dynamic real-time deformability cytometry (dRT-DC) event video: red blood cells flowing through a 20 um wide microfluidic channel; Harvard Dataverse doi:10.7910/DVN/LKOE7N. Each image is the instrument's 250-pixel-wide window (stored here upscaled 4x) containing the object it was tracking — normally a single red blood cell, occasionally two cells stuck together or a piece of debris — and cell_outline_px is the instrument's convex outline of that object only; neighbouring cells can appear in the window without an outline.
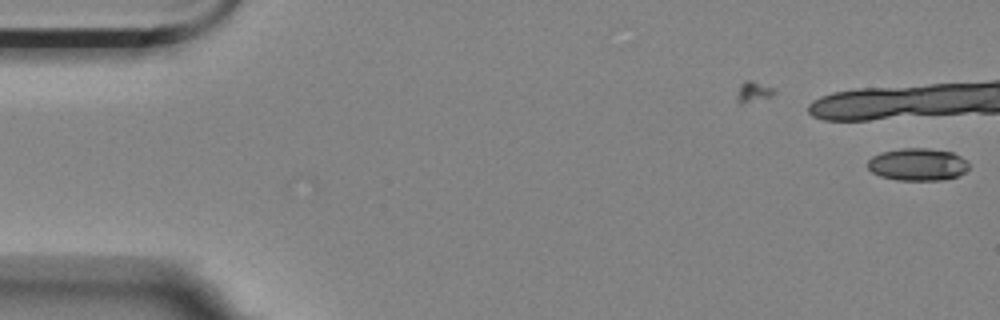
{"species": "Egyptian fruit bat (a non-hibernating species)", "species_latin": "Rousettus aegyptiacus", "temperature_condition": "room temperature", "stored_images_in_passage": 4, "camera_frame_rate_fps": 3000, "um_per_image_px": 0.085, "animal": {"sex": "female"}, "frame": {"image": 1, "passage_image": 4, "time_ms": 1.0, "image_size_px": [1000, 320], "cell_outline_px": [[968, 168], [964, 172], [956, 176], [944, 180], [896, 180], [880, 176], [872, 172], [868, 168], [868, 160], [872, 156], [880, 152], [900, 148], [928, 148], [952, 152], [960, 156], [968, 164]], "centroid_in_image_um": [77.96, 13.97], "position_along_channel_um": 7.0, "area_um2": 19.13}}